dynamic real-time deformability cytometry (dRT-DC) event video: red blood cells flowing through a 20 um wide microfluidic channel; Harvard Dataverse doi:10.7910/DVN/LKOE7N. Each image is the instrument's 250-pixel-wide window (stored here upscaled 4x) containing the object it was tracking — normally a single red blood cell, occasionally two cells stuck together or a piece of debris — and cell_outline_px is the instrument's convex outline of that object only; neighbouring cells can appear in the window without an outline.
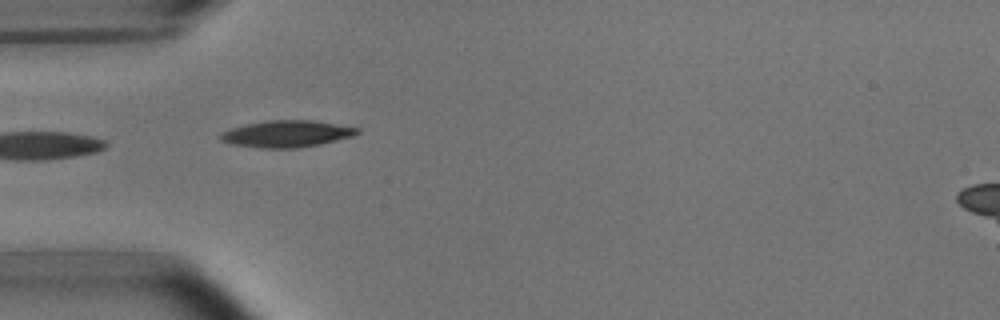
{"species": "common noctule bat (a hibernating species)", "species_latin": "Nyctalus noctula", "temperature_condition": "room temperature", "stored_images_in_passage": 4, "camera_frame_rate_fps": 3000, "um_per_image_px": 0.085, "animal": {"sex": "male", "body_mass_g": 15.6}, "frame": {"image": 1, "passage_image": 1, "time_ms": 0.0, "image_size_px": [1000, 320], "cell_outline_px": [[360, 132], [352, 136], [320, 144], [296, 148], [260, 148], [232, 144], [220, 140], [220, 132], [232, 128], [248, 124], [268, 120], [312, 120], [360, 128]], "centroid_in_image_um": [24.36, 11.37], "position_along_channel_um": 60.6, "area_um2": 21.15}}
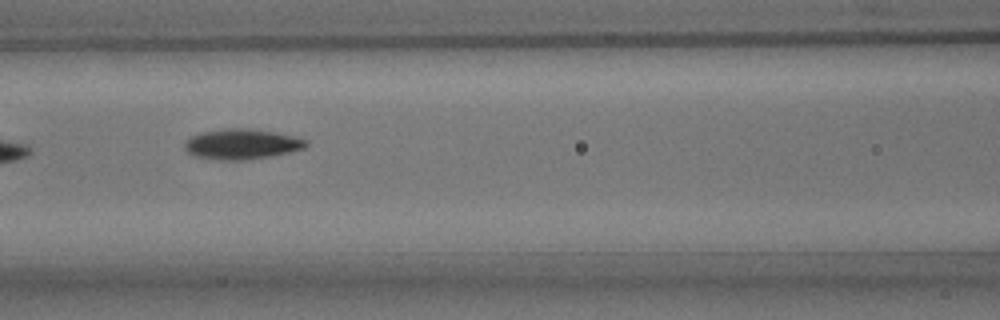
{"frame": {"image": 2, "passage_image": 3, "time_ms": 2.333, "image_size_px": [1000, 320], "cell_outline_px": [[308, 144], [304, 148], [288, 152], [268, 156], [244, 160], [220, 160], [196, 156], [188, 152], [184, 148], [184, 140], [188, 136], [200, 132], [228, 128], [252, 128], [292, 136], [308, 140]], "centroid_in_image_um": [20.49, 12.23], "position_along_channel_um": 146.1, "area_um2": 21.39}}
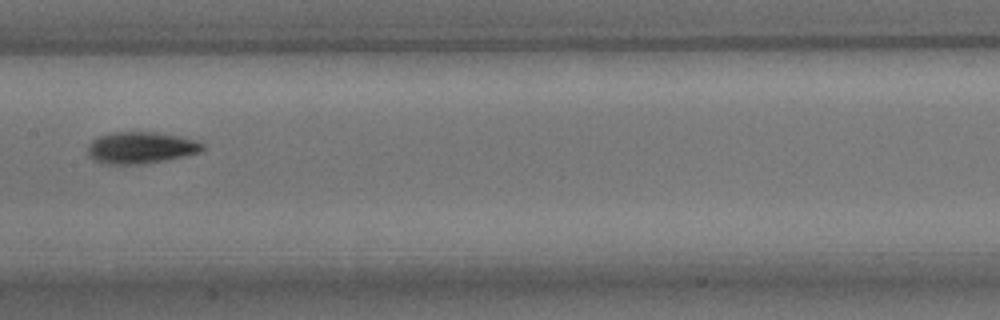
{"frame": {"image": 3, "passage_image": 4, "time_ms": 3.667, "image_size_px": [1000, 320], "cell_outline_px": [[204, 148], [200, 152], [184, 156], [164, 160], [140, 164], [108, 164], [92, 160], [88, 156], [88, 144], [92, 140], [100, 136], [112, 132], [156, 132], [180, 136], [196, 140], [204, 144]], "centroid_in_image_um": [11.96, 12.55], "position_along_channel_um": 195.4, "area_um2": 21.21}}